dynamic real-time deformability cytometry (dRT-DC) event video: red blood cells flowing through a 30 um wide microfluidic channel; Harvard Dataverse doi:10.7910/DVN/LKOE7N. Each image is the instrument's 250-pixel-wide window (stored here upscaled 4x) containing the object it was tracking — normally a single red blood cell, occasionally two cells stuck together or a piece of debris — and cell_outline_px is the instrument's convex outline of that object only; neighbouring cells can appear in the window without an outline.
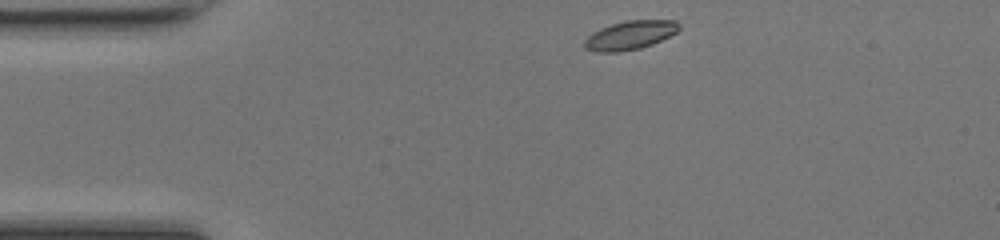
{"species": "common noctule bat (a hibernating species)", "species_latin": "Nyctalus noctula", "temperature_condition": "room temperature", "stored_images_in_passage": 40, "camera_frame_rate_fps": 3000, "um_per_image_px": 0.085, "animal": {"sex": "female", "body_mass_g": 17.0, "forearm_length_mm": 48.0}, "frame": {"image": 1, "passage_image": 1, "time_ms": 0.0, "image_size_px": [1000, 240], "cell_outline_px": [[680, 28], [676, 32], [652, 44], [640, 48], [620, 52], [596, 52], [584, 48], [584, 40], [592, 32], [600, 28], [624, 20], [676, 20], [680, 24]], "centroid_in_image_um": [53.53, 2.99], "position_along_channel_um": 31.5, "area_um2": 15.9}}
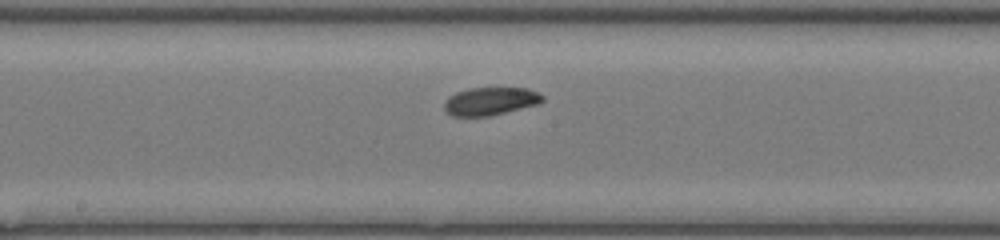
{"frame": {"image": 2, "passage_image": 17, "time_ms": 5.333, "image_size_px": [1000, 240], "cell_outline_px": [[544, 100], [540, 104], [488, 116], [452, 116], [444, 108], [444, 104], [448, 96], [456, 92], [468, 88], [528, 88], [540, 92], [544, 96]], "centroid_in_image_um": [41.72, 8.59], "position_along_channel_um": 206.5, "area_um2": 16.13}}
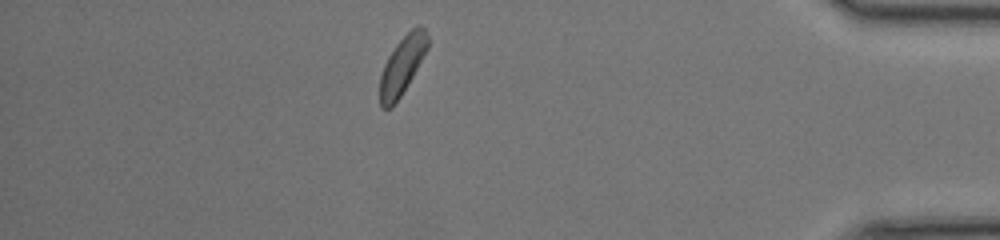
{"frame": {"image": 3, "passage_image": 34, "time_ms": 11.0, "image_size_px": [1000, 240], "cell_outline_px": [[428, 48], [412, 76], [400, 96], [392, 108], [380, 108], [380, 76], [384, 64], [388, 56], [396, 44], [416, 24], [420, 24], [424, 28], [428, 36]], "centroid_in_image_um": [34.18, 5.54], "position_along_channel_um": 401.0, "area_um2": 15.95}, "authors_computed_cell_mechanics": {"area_um2": 16.1551, "velocity_mm_per_s": 4.2355, "shape_relaxation_time_tau1_ms": 0.8407, "shape_relaxation_time_tau2_ms": null, "deformation_change_tau1": 0.055, "deformation_change_tau2": null}}